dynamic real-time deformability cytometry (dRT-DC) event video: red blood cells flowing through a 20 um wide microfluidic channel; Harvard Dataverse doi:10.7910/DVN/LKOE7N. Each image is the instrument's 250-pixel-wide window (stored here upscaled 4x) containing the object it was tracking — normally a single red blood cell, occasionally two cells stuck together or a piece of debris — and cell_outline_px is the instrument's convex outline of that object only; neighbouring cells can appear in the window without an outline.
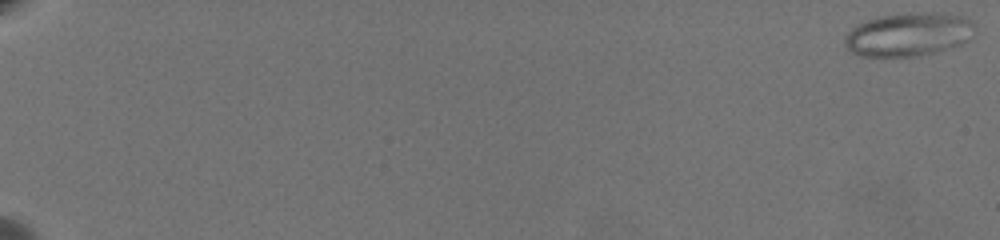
{"species": "common noctule bat (a hibernating species)", "species_latin": "Nyctalus noctula", "temperature_condition": "warm", "stored_images_in_passage": 66, "camera_frame_rate_fps": 3000, "um_per_image_px": 0.085, "animal": {"sex": "female", "body_mass_g": 19.5, "forearm_length_mm": 54.1}, "frame": {"image": 1, "passage_image": 1, "time_ms": 0.0, "image_size_px": [1000, 240], "cell_outline_px": [[976, 32], [968, 40], [960, 44], [936, 52], [920, 56], [860, 56], [848, 52], [844, 44], [844, 36], [856, 24], [880, 16], [912, 12], [944, 12], [968, 16], [976, 24]], "centroid_in_image_um": [77.27, 2.91], "position_along_channel_um": 7.7, "area_um2": 33.76}}
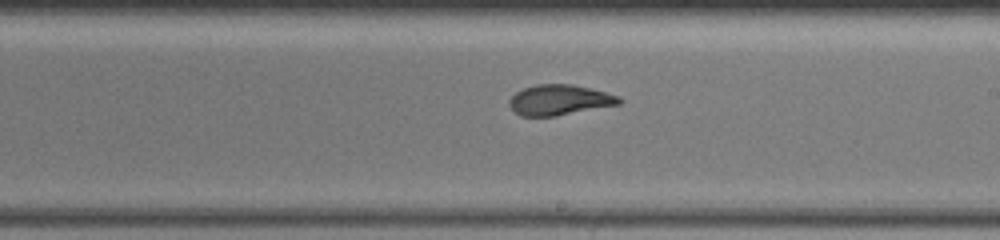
{"frame": {"image": 2, "passage_image": 43, "time_ms": 14.0, "image_size_px": [1000, 240], "cell_outline_px": [[624, 100], [620, 104], [556, 116], [520, 116], [508, 104], [508, 100], [516, 92], [524, 88], [536, 84], [572, 84], [620, 96]], "centroid_in_image_um": [47.56, 8.5], "position_along_channel_um": 241.4, "area_um2": 19.42}}
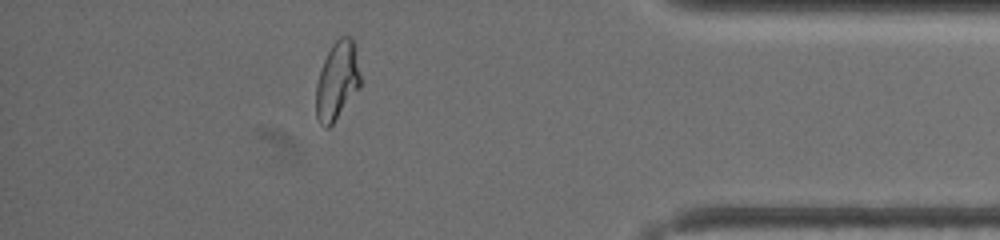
{"frame": {"image": 3, "passage_image": 60, "time_ms": 19.667, "image_size_px": [1000, 240], "cell_outline_px": [[360, 88], [332, 124], [328, 128], [324, 128], [320, 124], [316, 116], [316, 84], [320, 68], [332, 44], [340, 36], [352, 36], [360, 76]], "centroid_in_image_um": [28.64, 6.88], "position_along_channel_um": 406.6, "area_um2": 20.17}, "authors_computed_cell_mechanics": {"area_um2": 21.3282, "velocity_mm_per_s": 3.3825, "shape_relaxation_time_tau1_ms": null, "shape_relaxation_time_tau2_ms": 1.1524, "deformation_change_tau1": null, "deformation_change_tau2": 0.0734}}